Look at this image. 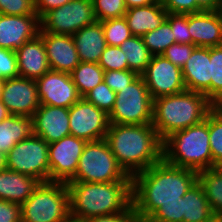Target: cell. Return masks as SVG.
<instances>
[{"label":"cell","mask_w":222,"mask_h":222,"mask_svg":"<svg viewBox=\"0 0 222 222\" xmlns=\"http://www.w3.org/2000/svg\"><path fill=\"white\" fill-rule=\"evenodd\" d=\"M198 181V172L164 159L131 177L132 205L145 222L162 203L179 202Z\"/></svg>","instance_id":"cell-1"},{"label":"cell","mask_w":222,"mask_h":222,"mask_svg":"<svg viewBox=\"0 0 222 222\" xmlns=\"http://www.w3.org/2000/svg\"><path fill=\"white\" fill-rule=\"evenodd\" d=\"M105 140L131 177L163 159V141L152 124H109Z\"/></svg>","instance_id":"cell-2"},{"label":"cell","mask_w":222,"mask_h":222,"mask_svg":"<svg viewBox=\"0 0 222 222\" xmlns=\"http://www.w3.org/2000/svg\"><path fill=\"white\" fill-rule=\"evenodd\" d=\"M72 222L120 213L132 204L131 181L67 182Z\"/></svg>","instance_id":"cell-3"},{"label":"cell","mask_w":222,"mask_h":222,"mask_svg":"<svg viewBox=\"0 0 222 222\" xmlns=\"http://www.w3.org/2000/svg\"><path fill=\"white\" fill-rule=\"evenodd\" d=\"M215 105L206 95L185 90L153 100L152 126L164 141L174 132L203 122Z\"/></svg>","instance_id":"cell-4"},{"label":"cell","mask_w":222,"mask_h":222,"mask_svg":"<svg viewBox=\"0 0 222 222\" xmlns=\"http://www.w3.org/2000/svg\"><path fill=\"white\" fill-rule=\"evenodd\" d=\"M163 159L171 165L196 172L212 168L209 113L203 122L168 136L163 141Z\"/></svg>","instance_id":"cell-5"},{"label":"cell","mask_w":222,"mask_h":222,"mask_svg":"<svg viewBox=\"0 0 222 222\" xmlns=\"http://www.w3.org/2000/svg\"><path fill=\"white\" fill-rule=\"evenodd\" d=\"M21 222H72L67 184L40 182L21 205Z\"/></svg>","instance_id":"cell-6"},{"label":"cell","mask_w":222,"mask_h":222,"mask_svg":"<svg viewBox=\"0 0 222 222\" xmlns=\"http://www.w3.org/2000/svg\"><path fill=\"white\" fill-rule=\"evenodd\" d=\"M131 181L117 162L105 139L87 142L78 161L75 176L69 182L109 183Z\"/></svg>","instance_id":"cell-7"},{"label":"cell","mask_w":222,"mask_h":222,"mask_svg":"<svg viewBox=\"0 0 222 222\" xmlns=\"http://www.w3.org/2000/svg\"><path fill=\"white\" fill-rule=\"evenodd\" d=\"M108 118L109 124H152L153 99L141 75L116 93Z\"/></svg>","instance_id":"cell-8"},{"label":"cell","mask_w":222,"mask_h":222,"mask_svg":"<svg viewBox=\"0 0 222 222\" xmlns=\"http://www.w3.org/2000/svg\"><path fill=\"white\" fill-rule=\"evenodd\" d=\"M49 144L32 135L18 142L7 154V169L26 174L40 182L50 181Z\"/></svg>","instance_id":"cell-9"},{"label":"cell","mask_w":222,"mask_h":222,"mask_svg":"<svg viewBox=\"0 0 222 222\" xmlns=\"http://www.w3.org/2000/svg\"><path fill=\"white\" fill-rule=\"evenodd\" d=\"M96 21L92 0H71L40 18V32L73 35Z\"/></svg>","instance_id":"cell-10"},{"label":"cell","mask_w":222,"mask_h":222,"mask_svg":"<svg viewBox=\"0 0 222 222\" xmlns=\"http://www.w3.org/2000/svg\"><path fill=\"white\" fill-rule=\"evenodd\" d=\"M141 76L153 100L187 90L183 80L182 68L174 65L163 55L152 56Z\"/></svg>","instance_id":"cell-11"},{"label":"cell","mask_w":222,"mask_h":222,"mask_svg":"<svg viewBox=\"0 0 222 222\" xmlns=\"http://www.w3.org/2000/svg\"><path fill=\"white\" fill-rule=\"evenodd\" d=\"M109 118L103 110L81 98L69 108L70 135L86 142L105 139Z\"/></svg>","instance_id":"cell-12"},{"label":"cell","mask_w":222,"mask_h":222,"mask_svg":"<svg viewBox=\"0 0 222 222\" xmlns=\"http://www.w3.org/2000/svg\"><path fill=\"white\" fill-rule=\"evenodd\" d=\"M86 143L72 135L49 143L50 181L67 183L75 176Z\"/></svg>","instance_id":"cell-13"},{"label":"cell","mask_w":222,"mask_h":222,"mask_svg":"<svg viewBox=\"0 0 222 222\" xmlns=\"http://www.w3.org/2000/svg\"><path fill=\"white\" fill-rule=\"evenodd\" d=\"M35 81L42 105L69 109L82 98L69 73L50 70Z\"/></svg>","instance_id":"cell-14"},{"label":"cell","mask_w":222,"mask_h":222,"mask_svg":"<svg viewBox=\"0 0 222 222\" xmlns=\"http://www.w3.org/2000/svg\"><path fill=\"white\" fill-rule=\"evenodd\" d=\"M0 100L11 115L32 117L40 107L36 81L21 76L4 80Z\"/></svg>","instance_id":"cell-15"},{"label":"cell","mask_w":222,"mask_h":222,"mask_svg":"<svg viewBox=\"0 0 222 222\" xmlns=\"http://www.w3.org/2000/svg\"><path fill=\"white\" fill-rule=\"evenodd\" d=\"M40 32L38 15L0 14V47L12 51L36 38Z\"/></svg>","instance_id":"cell-16"},{"label":"cell","mask_w":222,"mask_h":222,"mask_svg":"<svg viewBox=\"0 0 222 222\" xmlns=\"http://www.w3.org/2000/svg\"><path fill=\"white\" fill-rule=\"evenodd\" d=\"M32 120L34 135L48 144L70 135L68 108L40 104Z\"/></svg>","instance_id":"cell-17"},{"label":"cell","mask_w":222,"mask_h":222,"mask_svg":"<svg viewBox=\"0 0 222 222\" xmlns=\"http://www.w3.org/2000/svg\"><path fill=\"white\" fill-rule=\"evenodd\" d=\"M52 71L71 73L80 63L72 35L39 32Z\"/></svg>","instance_id":"cell-18"},{"label":"cell","mask_w":222,"mask_h":222,"mask_svg":"<svg viewBox=\"0 0 222 222\" xmlns=\"http://www.w3.org/2000/svg\"><path fill=\"white\" fill-rule=\"evenodd\" d=\"M182 75L188 91L202 93L211 101L210 48L196 46L182 67Z\"/></svg>","instance_id":"cell-19"},{"label":"cell","mask_w":222,"mask_h":222,"mask_svg":"<svg viewBox=\"0 0 222 222\" xmlns=\"http://www.w3.org/2000/svg\"><path fill=\"white\" fill-rule=\"evenodd\" d=\"M189 33L195 46L222 45V10L189 14Z\"/></svg>","instance_id":"cell-20"},{"label":"cell","mask_w":222,"mask_h":222,"mask_svg":"<svg viewBox=\"0 0 222 222\" xmlns=\"http://www.w3.org/2000/svg\"><path fill=\"white\" fill-rule=\"evenodd\" d=\"M15 54L21 77L37 80L51 70L43 39L39 35L15 50Z\"/></svg>","instance_id":"cell-21"},{"label":"cell","mask_w":222,"mask_h":222,"mask_svg":"<svg viewBox=\"0 0 222 222\" xmlns=\"http://www.w3.org/2000/svg\"><path fill=\"white\" fill-rule=\"evenodd\" d=\"M80 62L98 63L107 44L102 23L96 21L72 35Z\"/></svg>","instance_id":"cell-22"},{"label":"cell","mask_w":222,"mask_h":222,"mask_svg":"<svg viewBox=\"0 0 222 222\" xmlns=\"http://www.w3.org/2000/svg\"><path fill=\"white\" fill-rule=\"evenodd\" d=\"M40 181L26 174L5 169L0 171V199L22 205Z\"/></svg>","instance_id":"cell-23"},{"label":"cell","mask_w":222,"mask_h":222,"mask_svg":"<svg viewBox=\"0 0 222 222\" xmlns=\"http://www.w3.org/2000/svg\"><path fill=\"white\" fill-rule=\"evenodd\" d=\"M168 12L159 2L127 9L124 17L132 35L143 36L157 29L167 18Z\"/></svg>","instance_id":"cell-24"},{"label":"cell","mask_w":222,"mask_h":222,"mask_svg":"<svg viewBox=\"0 0 222 222\" xmlns=\"http://www.w3.org/2000/svg\"><path fill=\"white\" fill-rule=\"evenodd\" d=\"M33 134L32 117L9 115L0 122V152L7 154L18 142Z\"/></svg>","instance_id":"cell-25"},{"label":"cell","mask_w":222,"mask_h":222,"mask_svg":"<svg viewBox=\"0 0 222 222\" xmlns=\"http://www.w3.org/2000/svg\"><path fill=\"white\" fill-rule=\"evenodd\" d=\"M183 222H218L198 181L183 196Z\"/></svg>","instance_id":"cell-26"},{"label":"cell","mask_w":222,"mask_h":222,"mask_svg":"<svg viewBox=\"0 0 222 222\" xmlns=\"http://www.w3.org/2000/svg\"><path fill=\"white\" fill-rule=\"evenodd\" d=\"M198 182L204 190L215 218L222 222V169L214 167L201 170L198 172Z\"/></svg>","instance_id":"cell-27"},{"label":"cell","mask_w":222,"mask_h":222,"mask_svg":"<svg viewBox=\"0 0 222 222\" xmlns=\"http://www.w3.org/2000/svg\"><path fill=\"white\" fill-rule=\"evenodd\" d=\"M127 58L128 70L141 75L151 60V53L147 49L141 36H131L120 46Z\"/></svg>","instance_id":"cell-28"},{"label":"cell","mask_w":222,"mask_h":222,"mask_svg":"<svg viewBox=\"0 0 222 222\" xmlns=\"http://www.w3.org/2000/svg\"><path fill=\"white\" fill-rule=\"evenodd\" d=\"M73 83L83 98L104 79V70L98 63L80 62L70 73Z\"/></svg>","instance_id":"cell-29"},{"label":"cell","mask_w":222,"mask_h":222,"mask_svg":"<svg viewBox=\"0 0 222 222\" xmlns=\"http://www.w3.org/2000/svg\"><path fill=\"white\" fill-rule=\"evenodd\" d=\"M142 39L152 56L162 55L175 43L173 31L166 20L157 29L144 34Z\"/></svg>","instance_id":"cell-30"},{"label":"cell","mask_w":222,"mask_h":222,"mask_svg":"<svg viewBox=\"0 0 222 222\" xmlns=\"http://www.w3.org/2000/svg\"><path fill=\"white\" fill-rule=\"evenodd\" d=\"M209 142L212 168L222 165V111L216 106L209 112Z\"/></svg>","instance_id":"cell-31"},{"label":"cell","mask_w":222,"mask_h":222,"mask_svg":"<svg viewBox=\"0 0 222 222\" xmlns=\"http://www.w3.org/2000/svg\"><path fill=\"white\" fill-rule=\"evenodd\" d=\"M106 44L108 46H120L132 35L125 17L101 21Z\"/></svg>","instance_id":"cell-32"},{"label":"cell","mask_w":222,"mask_h":222,"mask_svg":"<svg viewBox=\"0 0 222 222\" xmlns=\"http://www.w3.org/2000/svg\"><path fill=\"white\" fill-rule=\"evenodd\" d=\"M211 102L216 106L222 101V45L210 47Z\"/></svg>","instance_id":"cell-33"},{"label":"cell","mask_w":222,"mask_h":222,"mask_svg":"<svg viewBox=\"0 0 222 222\" xmlns=\"http://www.w3.org/2000/svg\"><path fill=\"white\" fill-rule=\"evenodd\" d=\"M83 98L109 115L115 104L116 93L104 81H102Z\"/></svg>","instance_id":"cell-34"},{"label":"cell","mask_w":222,"mask_h":222,"mask_svg":"<svg viewBox=\"0 0 222 222\" xmlns=\"http://www.w3.org/2000/svg\"><path fill=\"white\" fill-rule=\"evenodd\" d=\"M97 21L124 17L127 7L124 0H92Z\"/></svg>","instance_id":"cell-35"},{"label":"cell","mask_w":222,"mask_h":222,"mask_svg":"<svg viewBox=\"0 0 222 222\" xmlns=\"http://www.w3.org/2000/svg\"><path fill=\"white\" fill-rule=\"evenodd\" d=\"M145 222H183V197L179 202L162 203Z\"/></svg>","instance_id":"cell-36"},{"label":"cell","mask_w":222,"mask_h":222,"mask_svg":"<svg viewBox=\"0 0 222 222\" xmlns=\"http://www.w3.org/2000/svg\"><path fill=\"white\" fill-rule=\"evenodd\" d=\"M98 64L104 71L128 70L127 58L119 46L107 45Z\"/></svg>","instance_id":"cell-37"},{"label":"cell","mask_w":222,"mask_h":222,"mask_svg":"<svg viewBox=\"0 0 222 222\" xmlns=\"http://www.w3.org/2000/svg\"><path fill=\"white\" fill-rule=\"evenodd\" d=\"M166 21L171 26L175 43L193 44L189 33V14L168 13Z\"/></svg>","instance_id":"cell-38"},{"label":"cell","mask_w":222,"mask_h":222,"mask_svg":"<svg viewBox=\"0 0 222 222\" xmlns=\"http://www.w3.org/2000/svg\"><path fill=\"white\" fill-rule=\"evenodd\" d=\"M139 75L131 70H109L104 71L103 81L115 92L118 93L127 87Z\"/></svg>","instance_id":"cell-39"},{"label":"cell","mask_w":222,"mask_h":222,"mask_svg":"<svg viewBox=\"0 0 222 222\" xmlns=\"http://www.w3.org/2000/svg\"><path fill=\"white\" fill-rule=\"evenodd\" d=\"M0 14L37 15L34 0H0Z\"/></svg>","instance_id":"cell-40"},{"label":"cell","mask_w":222,"mask_h":222,"mask_svg":"<svg viewBox=\"0 0 222 222\" xmlns=\"http://www.w3.org/2000/svg\"><path fill=\"white\" fill-rule=\"evenodd\" d=\"M195 47L194 44L174 43L162 55L174 65L182 68L190 58Z\"/></svg>","instance_id":"cell-41"},{"label":"cell","mask_w":222,"mask_h":222,"mask_svg":"<svg viewBox=\"0 0 222 222\" xmlns=\"http://www.w3.org/2000/svg\"><path fill=\"white\" fill-rule=\"evenodd\" d=\"M18 64L15 51L0 47V79L18 77Z\"/></svg>","instance_id":"cell-42"},{"label":"cell","mask_w":222,"mask_h":222,"mask_svg":"<svg viewBox=\"0 0 222 222\" xmlns=\"http://www.w3.org/2000/svg\"><path fill=\"white\" fill-rule=\"evenodd\" d=\"M81 222H143L131 204L125 211L114 214L100 215Z\"/></svg>","instance_id":"cell-43"},{"label":"cell","mask_w":222,"mask_h":222,"mask_svg":"<svg viewBox=\"0 0 222 222\" xmlns=\"http://www.w3.org/2000/svg\"><path fill=\"white\" fill-rule=\"evenodd\" d=\"M162 6L171 14H192L202 10L197 6L196 0H160Z\"/></svg>","instance_id":"cell-44"},{"label":"cell","mask_w":222,"mask_h":222,"mask_svg":"<svg viewBox=\"0 0 222 222\" xmlns=\"http://www.w3.org/2000/svg\"><path fill=\"white\" fill-rule=\"evenodd\" d=\"M0 222H21V205L0 199Z\"/></svg>","instance_id":"cell-45"},{"label":"cell","mask_w":222,"mask_h":222,"mask_svg":"<svg viewBox=\"0 0 222 222\" xmlns=\"http://www.w3.org/2000/svg\"><path fill=\"white\" fill-rule=\"evenodd\" d=\"M71 0H34L36 14L41 18L46 12L63 6Z\"/></svg>","instance_id":"cell-46"},{"label":"cell","mask_w":222,"mask_h":222,"mask_svg":"<svg viewBox=\"0 0 222 222\" xmlns=\"http://www.w3.org/2000/svg\"><path fill=\"white\" fill-rule=\"evenodd\" d=\"M197 6L202 11H220L222 0H196Z\"/></svg>","instance_id":"cell-47"},{"label":"cell","mask_w":222,"mask_h":222,"mask_svg":"<svg viewBox=\"0 0 222 222\" xmlns=\"http://www.w3.org/2000/svg\"><path fill=\"white\" fill-rule=\"evenodd\" d=\"M160 0H124L127 9L134 7H144L154 3L159 2Z\"/></svg>","instance_id":"cell-48"},{"label":"cell","mask_w":222,"mask_h":222,"mask_svg":"<svg viewBox=\"0 0 222 222\" xmlns=\"http://www.w3.org/2000/svg\"><path fill=\"white\" fill-rule=\"evenodd\" d=\"M9 115L11 114L8 112V109L0 100V122L3 121L5 118H7Z\"/></svg>","instance_id":"cell-49"},{"label":"cell","mask_w":222,"mask_h":222,"mask_svg":"<svg viewBox=\"0 0 222 222\" xmlns=\"http://www.w3.org/2000/svg\"><path fill=\"white\" fill-rule=\"evenodd\" d=\"M7 169L6 154L0 152V171Z\"/></svg>","instance_id":"cell-50"},{"label":"cell","mask_w":222,"mask_h":222,"mask_svg":"<svg viewBox=\"0 0 222 222\" xmlns=\"http://www.w3.org/2000/svg\"><path fill=\"white\" fill-rule=\"evenodd\" d=\"M3 86H4V80L0 79V99H1V93H2V90H3Z\"/></svg>","instance_id":"cell-51"},{"label":"cell","mask_w":222,"mask_h":222,"mask_svg":"<svg viewBox=\"0 0 222 222\" xmlns=\"http://www.w3.org/2000/svg\"><path fill=\"white\" fill-rule=\"evenodd\" d=\"M216 107L222 111V101L216 105Z\"/></svg>","instance_id":"cell-52"}]
</instances>
